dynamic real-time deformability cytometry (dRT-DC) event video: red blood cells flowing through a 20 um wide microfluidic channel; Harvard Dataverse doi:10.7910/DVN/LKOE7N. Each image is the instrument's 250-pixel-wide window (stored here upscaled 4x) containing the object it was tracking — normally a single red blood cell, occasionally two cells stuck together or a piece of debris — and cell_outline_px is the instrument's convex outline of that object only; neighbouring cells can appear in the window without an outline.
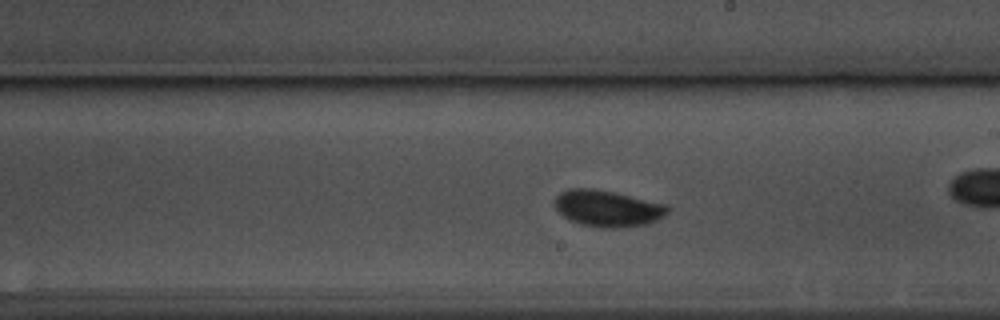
{"species": "common noctule bat (a hibernating species)", "species_latin": "Nyctalus noctula", "temperature_condition": "warm", "stored_images_in_passage": 46, "camera_frame_rate_fps": 3000, "um_per_image_px": 0.085, "animal": {"sex": "male", "body_mass_g": 17.5, "forearm_length_mm": 52.3}, "frame": {"image": 1, "passage_image": 20, "time_ms": 6.333, "image_size_px": [1000, 320], "cell_outline_px": [[668, 212], [664, 216], [648, 224], [624, 228], [600, 228], [580, 224], [564, 216], [556, 208], [552, 200], [560, 192], [568, 188], [592, 188], [612, 192], [668, 204]], "centroid_in_image_um": [51.64, 17.72], "position_along_channel_um": 237.4, "area_um2": 24.1}}
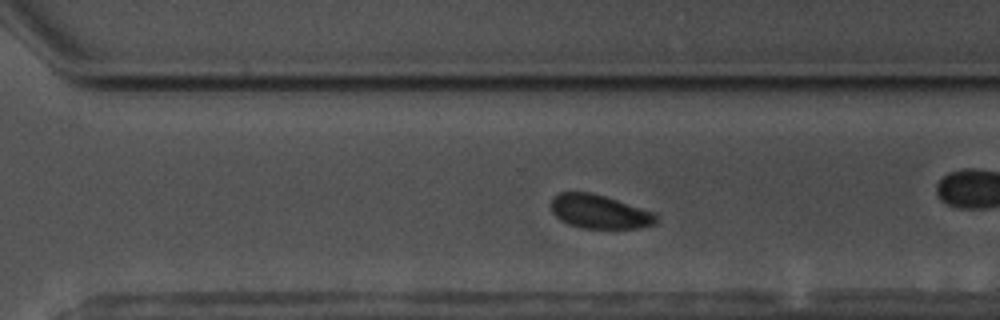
{"frame": {"image": 2, "passage_image": 27, "time_ms": 8.667, "image_size_px": [1000, 320], "cell_outline_px": [[660, 220], [656, 224], [640, 228], [580, 228], [568, 224], [560, 220], [552, 212], [552, 196], [560, 192], [592, 192], [656, 212]], "centroid_in_image_um": [51.0, 17.99], "position_along_channel_um": 319.6, "area_um2": 21.04}}